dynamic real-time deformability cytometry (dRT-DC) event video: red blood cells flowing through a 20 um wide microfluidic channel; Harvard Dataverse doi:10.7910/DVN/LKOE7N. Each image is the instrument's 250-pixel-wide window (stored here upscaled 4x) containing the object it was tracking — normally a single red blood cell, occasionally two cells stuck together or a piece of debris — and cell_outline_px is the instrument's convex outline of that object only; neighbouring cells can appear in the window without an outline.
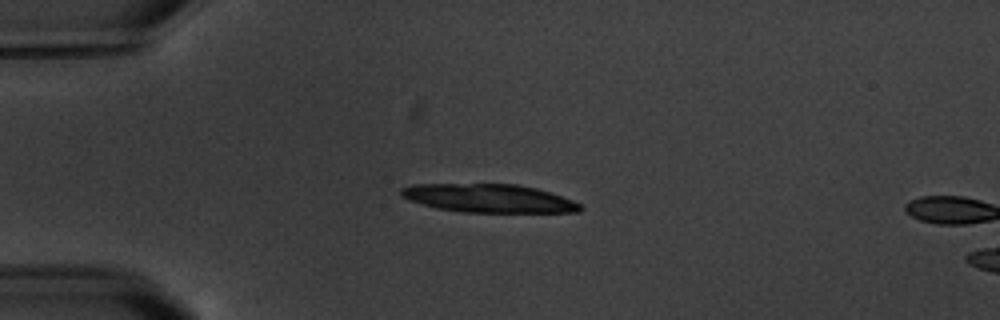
{"species": "common noctule bat (a hibernating species)", "species_latin": "Nyctalus noctula", "temperature_condition": "warm", "stored_images_in_passage": 5, "camera_frame_rate_fps": 3000, "um_per_image_px": 0.085, "animal": {"sex": "male", "body_mass_g": 20.1, "forearm_length_mm": 53.5}, "frame": {"image": 1, "passage_image": 4, "time_ms": 3.667, "image_size_px": [1000, 320], "cell_outline_px": [[584, 208], [580, 212], [460, 212], [436, 208], [408, 200], [400, 196], [400, 188], [412, 184], [516, 184], [536, 188], [584, 204]], "centroid_in_image_um": [41.53, 16.86], "position_along_channel_um": 43.5, "area_um2": 29.77}}